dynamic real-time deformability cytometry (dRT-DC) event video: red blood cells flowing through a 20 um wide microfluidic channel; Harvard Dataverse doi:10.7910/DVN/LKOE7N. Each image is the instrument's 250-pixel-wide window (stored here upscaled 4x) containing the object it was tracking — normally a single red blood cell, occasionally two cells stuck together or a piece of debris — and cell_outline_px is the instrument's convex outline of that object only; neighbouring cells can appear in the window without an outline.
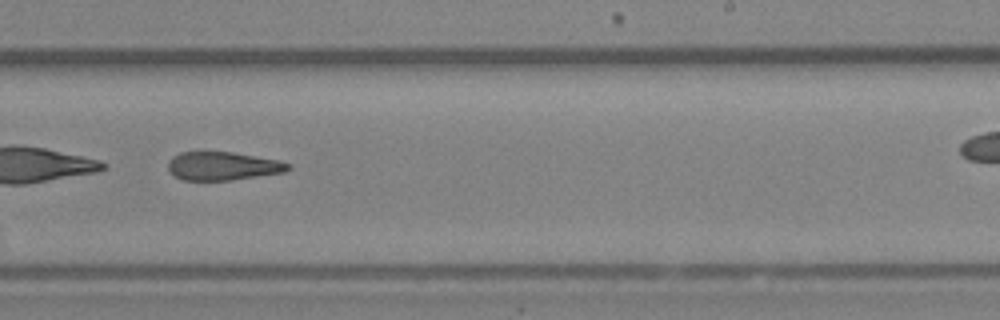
{"species": "Egyptian fruit bat (a non-hibernating species)", "species_latin": "Rousettus aegyptiacus", "temperature_condition": "room temperature", "stored_images_in_passage": 40, "camera_frame_rate_fps": 3000, "um_per_image_px": 0.085, "animal": {"sex": "female"}, "frame": {"image": 1, "passage_image": 29, "time_ms": 9.333, "image_size_px": [1000, 320], "cell_outline_px": [[292, 168], [284, 172], [232, 180], [180, 180], [168, 168], [168, 160], [172, 156], [180, 152], [232, 152], [280, 160], [292, 164]], "centroid_in_image_um": [18.96, 14.11], "position_along_channel_um": 270.0, "area_um2": 19.94}}